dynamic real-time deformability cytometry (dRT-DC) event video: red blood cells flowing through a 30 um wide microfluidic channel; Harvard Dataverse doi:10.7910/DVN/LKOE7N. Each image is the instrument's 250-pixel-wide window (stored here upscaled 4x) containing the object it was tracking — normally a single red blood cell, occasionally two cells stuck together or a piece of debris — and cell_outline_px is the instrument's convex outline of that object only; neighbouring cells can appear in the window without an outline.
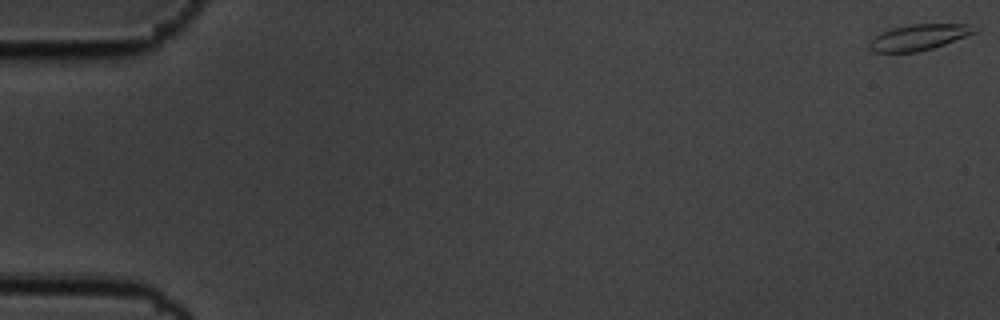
{"species": "common noctule bat (a hibernating species)", "species_latin": "Nyctalus noctula", "temperature_condition": "cold", "stored_images_in_passage": 59, "camera_frame_rate_fps": 3000, "um_per_image_px": 0.085, "animal": {"sex": "male", "body_mass_g": 19.5, "forearm_length_mm": 54.6}, "frame": {"image": 1, "passage_image": 1, "time_ms": 0.0, "image_size_px": [1000, 320], "cell_outline_px": [[980, 28], [976, 32], [944, 44], [932, 48], [916, 52], [872, 52], [868, 48], [868, 44], [880, 32], [892, 28], [912, 24], [980, 24]], "centroid_in_image_um": [78.14, 3.15], "position_along_channel_um": 6.9, "area_um2": 15.95}}
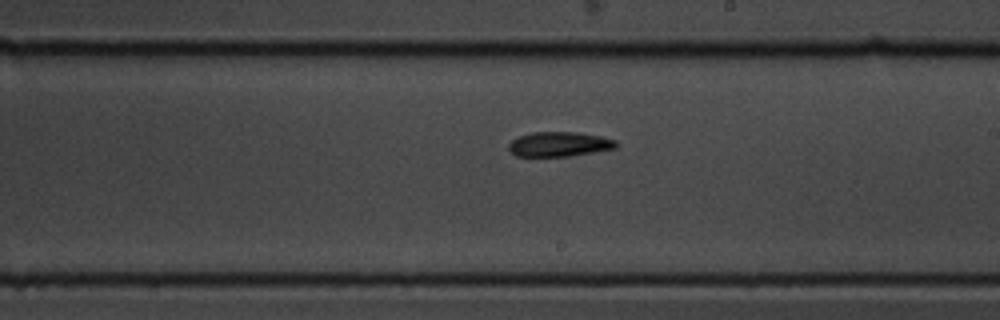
{"frame": {"image": 2, "passage_image": 35, "time_ms": 11.333, "image_size_px": [1000, 320], "cell_outline_px": [[616, 148], [568, 156], [516, 156], [508, 148], [508, 144], [512, 140], [520, 136], [532, 132], [572, 132], [600, 136], [616, 140]], "centroid_in_image_um": [47.51, 12.25], "position_along_channel_um": 241.5, "area_um2": 15.2}}
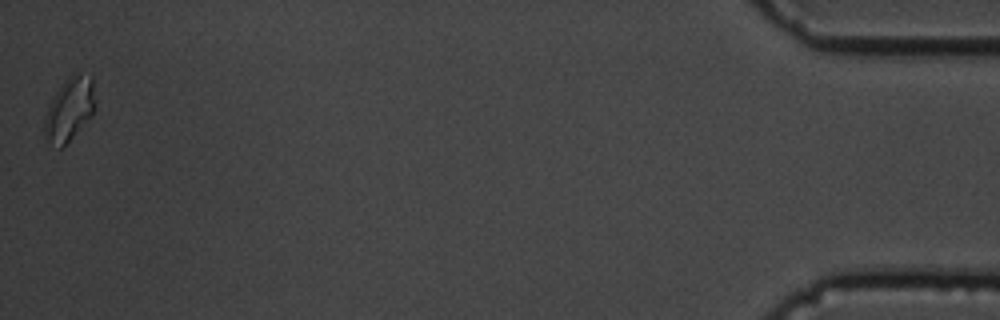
{"frame": {"image": 3, "passage_image": 59, "time_ms": 19.333, "image_size_px": [1000, 320], "cell_outline_px": [[96, 108], [92, 116], [60, 148], [48, 140], [44, 132], [44, 120], [52, 96], [64, 80], [72, 72], [80, 72], [92, 76], [96, 104]], "centroid_in_image_um": [5.94, 9.19], "position_along_channel_um": 429.3, "area_um2": 18.73}, "authors_computed_cell_mechanics": {"area_um2": 15.8372, "velocity_mm_per_s": 3.4559, "shape_relaxation_time_tau1_ms": 5.731, "shape_relaxation_time_tau2_ms": 5.5827, "deformation_change_tau1": 0.1457, "deformation_change_tau2": 0.1198}}